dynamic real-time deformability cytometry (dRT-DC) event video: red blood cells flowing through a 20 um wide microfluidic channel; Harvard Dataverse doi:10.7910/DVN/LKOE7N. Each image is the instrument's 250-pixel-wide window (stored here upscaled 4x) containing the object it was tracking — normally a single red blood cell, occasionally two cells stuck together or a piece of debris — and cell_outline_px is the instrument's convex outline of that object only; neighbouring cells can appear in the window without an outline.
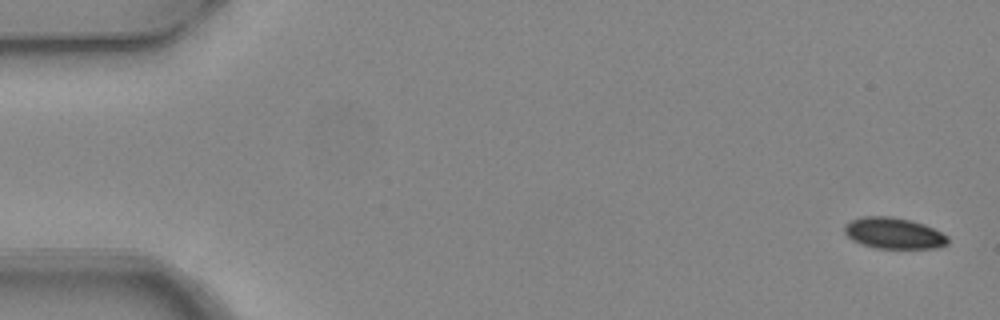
{"species": "common noctule bat (a hibernating species)", "species_latin": "Nyctalus noctula", "temperature_condition": "warm", "stored_images_in_passage": 4, "camera_frame_rate_fps": 3000, "um_per_image_px": 0.085, "animal": {"sex": "female", "body_mass_g": 24.6, "forearm_length_mm": 56.2}, "frame": {"image": 1, "passage_image": 1, "time_ms": 0.0, "image_size_px": [1000, 320], "cell_outline_px": [[948, 244], [936, 248], [876, 248], [860, 244], [852, 240], [844, 232], [844, 224], [860, 216], [892, 216], [912, 220], [924, 224], [948, 236]], "centroid_in_image_um": [75.95, 19.81], "position_along_channel_um": 9.1, "area_um2": 18.9}}